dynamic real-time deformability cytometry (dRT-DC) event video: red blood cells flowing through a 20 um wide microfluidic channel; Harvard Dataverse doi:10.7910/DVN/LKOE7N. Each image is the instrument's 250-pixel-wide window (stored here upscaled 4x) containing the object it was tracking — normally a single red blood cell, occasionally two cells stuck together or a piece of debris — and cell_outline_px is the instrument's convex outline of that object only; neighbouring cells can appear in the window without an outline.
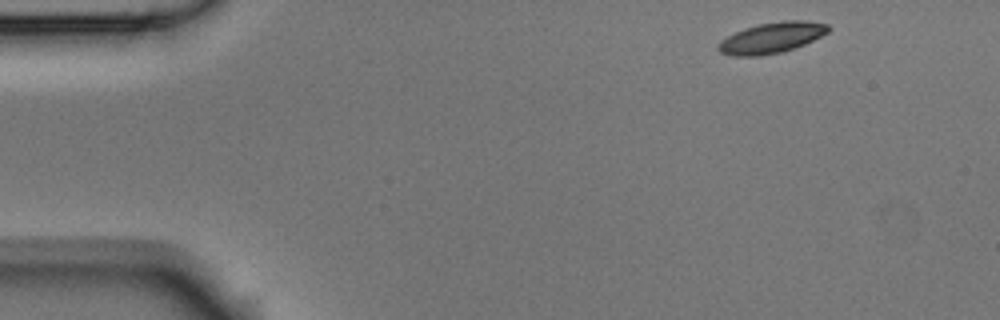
{"species": "Egyptian fruit bat (a non-hibernating species)", "species_latin": "Rousettus aegyptiacus", "temperature_condition": "room temperature", "stored_images_in_passage": 4, "camera_frame_rate_fps": 3000, "um_per_image_px": 0.085, "animal": {"sex": "male"}, "frame": {"image": 1, "passage_image": 1, "time_ms": 0.0, "image_size_px": [1000, 320], "cell_outline_px": [[832, 28], [828, 32], [804, 44], [780, 52], [756, 56], [732, 56], [720, 52], [716, 48], [716, 44], [720, 40], [744, 28], [760, 24], [780, 20], [804, 20], [828, 24]], "centroid_in_image_um": [65.57, 3.2], "position_along_channel_um": 19.4, "area_um2": 19.65}}
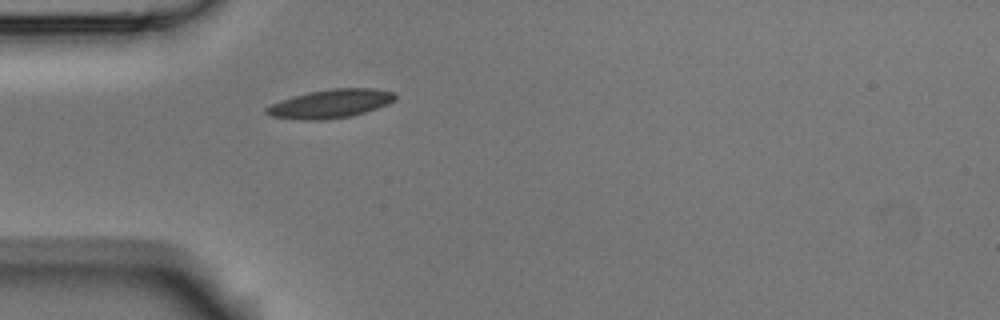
{"frame": {"image": 2, "passage_image": 4, "time_ms": 1.0, "image_size_px": [1000, 320], "cell_outline_px": [[396, 100], [388, 104], [352, 116], [324, 120], [300, 120], [272, 116], [264, 112], [264, 108], [280, 100], [308, 92], [332, 88], [372, 88], [396, 92]], "centroid_in_image_um": [28.1, 8.81], "position_along_channel_um": 56.9, "area_um2": 21.56}}